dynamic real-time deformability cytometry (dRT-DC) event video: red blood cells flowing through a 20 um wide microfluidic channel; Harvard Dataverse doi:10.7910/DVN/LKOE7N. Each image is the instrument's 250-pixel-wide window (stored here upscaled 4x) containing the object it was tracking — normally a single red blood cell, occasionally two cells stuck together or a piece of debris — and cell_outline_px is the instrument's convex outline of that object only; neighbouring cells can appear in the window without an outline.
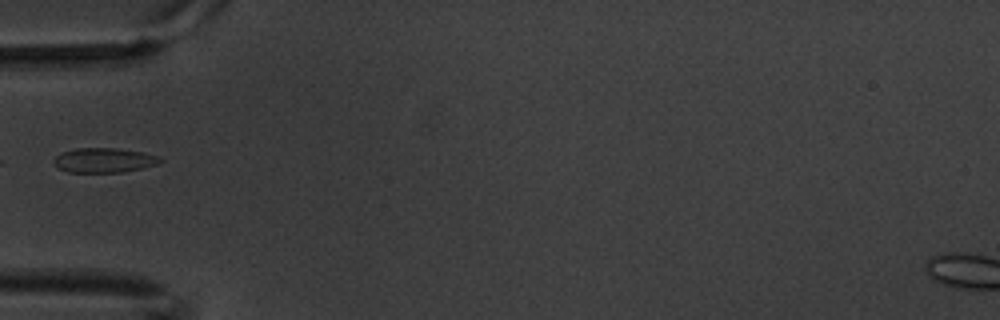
{"species": "common noctule bat (a hibernating species)", "species_latin": "Nyctalus noctula", "temperature_condition": "warm", "stored_images_in_passage": 3, "camera_frame_rate_fps": 3000, "um_per_image_px": 0.085, "animal": {"sex": "male", "body_mass_g": 20.1, "forearm_length_mm": 53.5}, "frame": {"image": 1, "passage_image": 3, "time_ms": 0.667, "image_size_px": [1000, 320], "cell_outline_px": [[164, 160], [160, 164], [124, 172], [68, 172], [56, 168], [52, 160], [60, 152], [76, 148], [116, 148], [144, 152], [160, 156]], "centroid_in_image_um": [8.85, 13.62], "position_along_channel_um": 76.1, "area_um2": 15.61}}